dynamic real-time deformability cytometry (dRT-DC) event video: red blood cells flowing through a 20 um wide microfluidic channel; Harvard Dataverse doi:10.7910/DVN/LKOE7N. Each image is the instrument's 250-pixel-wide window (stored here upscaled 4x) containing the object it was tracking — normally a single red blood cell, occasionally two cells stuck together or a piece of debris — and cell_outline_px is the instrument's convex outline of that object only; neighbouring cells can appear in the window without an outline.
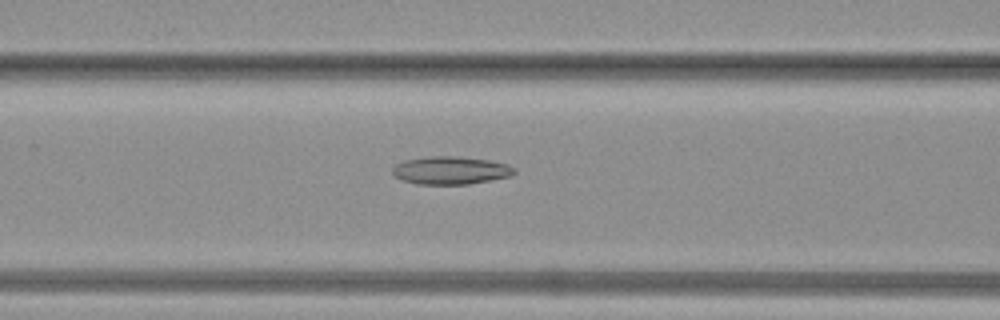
{"species": "common noctule bat (a hibernating species)", "species_latin": "Nyctalus noctula", "temperature_condition": "warm", "stored_images_in_passage": 31, "camera_frame_rate_fps": 3000, "um_per_image_px": 0.085, "animal": {"sex": "female", "body_mass_g": 19.3, "forearm_length_mm": 54.1}, "frame": {"image": 1, "passage_image": 8, "time_ms": 2.333, "image_size_px": [1000, 320], "cell_outline_px": [[516, 172], [512, 176], [492, 180], [468, 184], [416, 184], [392, 176], [392, 168], [396, 164], [404, 160], [432, 156], [456, 156], [488, 160], [508, 164], [516, 168]], "centroid_in_image_um": [38.32, 14.48], "position_along_channel_um": 128.3, "area_um2": 19.94}}
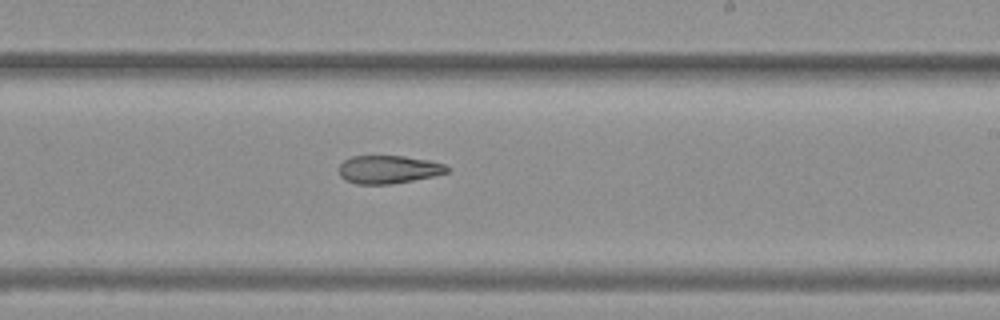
{"frame": {"image": 2, "passage_image": 15, "time_ms": 4.667, "image_size_px": [1000, 320], "cell_outline_px": [[448, 172], [432, 176], [392, 184], [356, 184], [344, 180], [340, 176], [340, 164], [344, 160], [352, 156], [404, 156], [428, 160], [444, 164], [448, 168]], "centroid_in_image_um": [32.98, 14.4], "position_along_channel_um": 256.0, "area_um2": 17.57}}
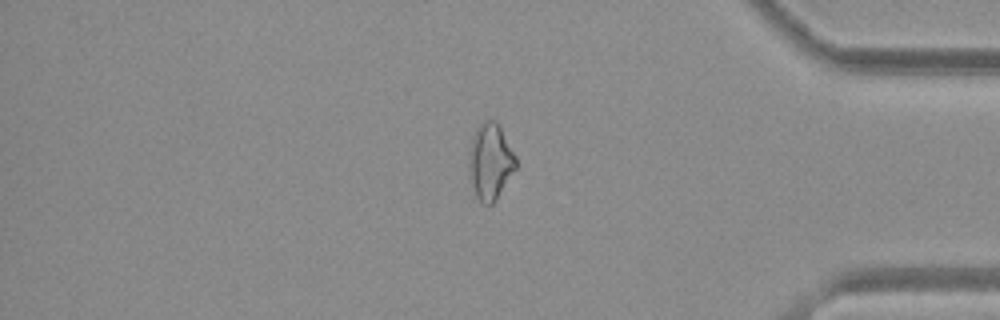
{"frame": {"image": 3, "passage_image": 24, "time_ms": 7.667, "image_size_px": [1000, 320], "cell_outline_px": [[516, 168], [496, 200], [492, 204], [484, 204], [476, 196], [472, 184], [468, 168], [468, 152], [472, 136], [476, 128], [484, 120], [496, 120], [516, 156]], "centroid_in_image_um": [41.66, 13.71], "position_along_channel_um": 393.5, "area_um2": 20.87}}